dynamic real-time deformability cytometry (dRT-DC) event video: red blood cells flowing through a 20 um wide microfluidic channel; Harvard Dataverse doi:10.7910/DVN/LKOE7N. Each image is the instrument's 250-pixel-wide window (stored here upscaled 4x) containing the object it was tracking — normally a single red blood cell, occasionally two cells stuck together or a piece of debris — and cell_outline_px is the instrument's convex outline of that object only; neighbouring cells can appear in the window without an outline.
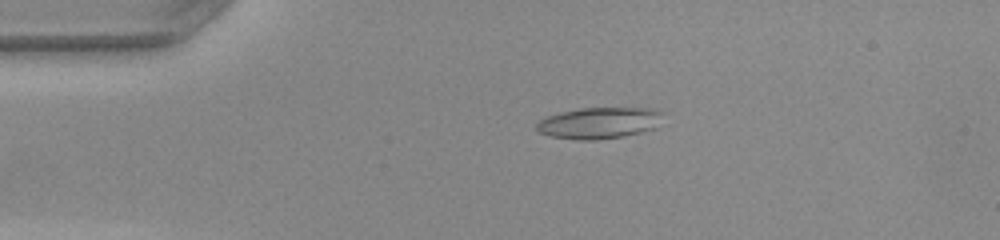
{"species": "common noctule bat (a hibernating species)", "species_latin": "Nyctalus noctula", "temperature_condition": "warm", "stored_images_in_passage": 43, "camera_frame_rate_fps": 3000, "um_per_image_px": 0.085, "animal": {"sex": "female", "body_mass_g": 22.0, "forearm_length_mm": 56.7}, "frame": {"image": 1, "passage_image": 4, "time_ms": 1.0, "image_size_px": [1000, 240], "cell_outline_px": [[664, 112], [656, 128], [640, 132], [620, 136], [596, 140], [580, 140], [552, 136], [540, 132], [536, 128], [536, 124], [540, 120], [548, 116], [560, 112], [580, 108], [648, 108]], "centroid_in_image_um": [50.94, 10.44], "position_along_channel_um": 34.1, "area_um2": 22.83}}
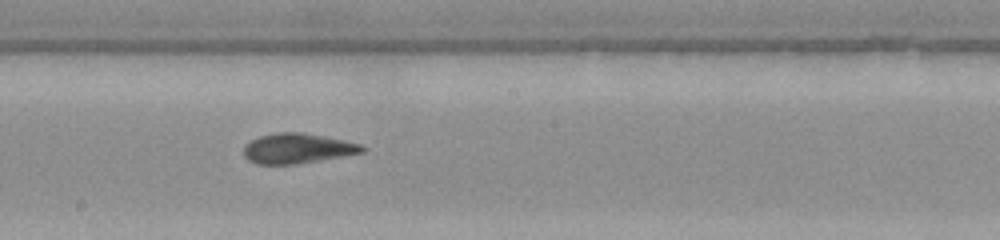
{"frame": {"image": 2, "passage_image": 21, "time_ms": 6.667, "image_size_px": [1000, 240], "cell_outline_px": [[364, 152], [296, 164], [256, 164], [248, 160], [244, 156], [244, 144], [260, 136], [276, 132], [300, 132], [344, 140], [360, 144], [364, 148]], "centroid_in_image_um": [25.23, 12.61], "position_along_channel_um": 223.0, "area_um2": 20.52}}
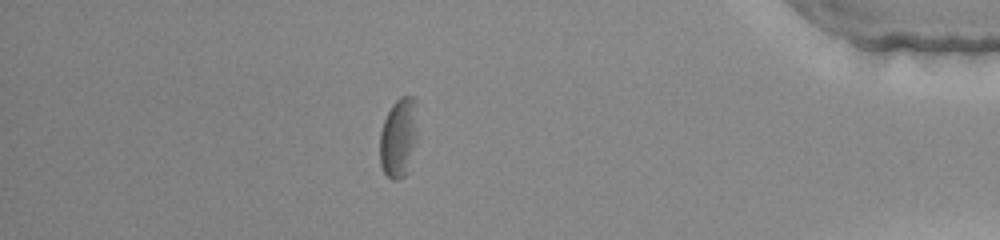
{"frame": {"image": 3, "passage_image": 37, "time_ms": 12.0, "image_size_px": [1000, 240], "cell_outline_px": [[416, 100], [412, 148], [404, 176], [396, 180], [392, 180], [384, 172], [380, 164], [380, 132], [384, 120], [392, 104], [400, 96], [416, 96]], "centroid_in_image_um": [33.8, 11.65], "position_along_channel_um": 401.4, "area_um2": 16.47}, "authors_computed_cell_mechanics": {"area_um2": 20.808, "velocity_mm_per_s": 4.1055, "shape_relaxation_time_tau1_ms": 3.9179, "shape_relaxation_time_tau2_ms": 3.5847, "deformation_change_tau1": 0.1425, "deformation_change_tau2": 0.1415}}